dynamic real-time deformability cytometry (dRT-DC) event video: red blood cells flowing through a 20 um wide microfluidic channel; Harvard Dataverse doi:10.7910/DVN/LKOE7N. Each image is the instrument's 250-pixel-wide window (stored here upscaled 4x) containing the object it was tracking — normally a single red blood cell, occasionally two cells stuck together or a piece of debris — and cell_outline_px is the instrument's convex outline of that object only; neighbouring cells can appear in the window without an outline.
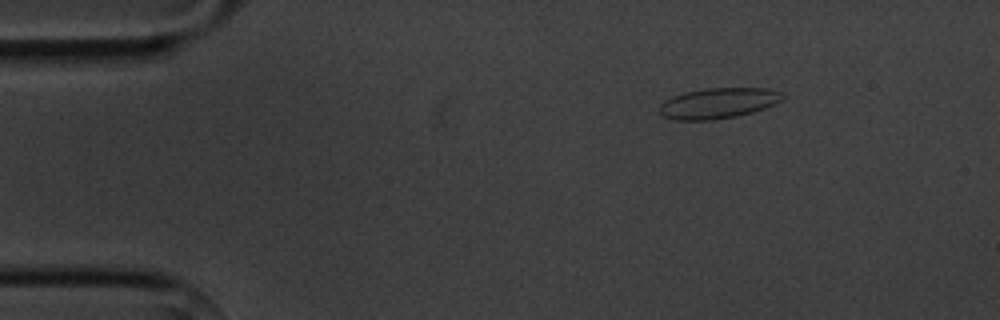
{"species": "common noctule bat (a hibernating species)", "species_latin": "Nyctalus noctula", "temperature_condition": "cold", "stored_images_in_passage": 9, "camera_frame_rate_fps": 3000, "um_per_image_px": 0.085, "animal": {"sex": "male", "body_mass_g": 20.1, "forearm_length_mm": 53.5}, "frame": {"image": 1, "passage_image": 3, "time_ms": 2.333, "image_size_px": [1000, 320], "cell_outline_px": [[784, 100], [776, 104], [752, 112], [736, 116], [712, 120], [672, 120], [664, 116], [660, 112], [660, 104], [664, 100], [672, 96], [684, 92], [704, 88], [768, 88], [784, 92]], "centroid_in_image_um": [61.08, 8.76], "position_along_channel_um": 23.9, "area_um2": 22.2}}
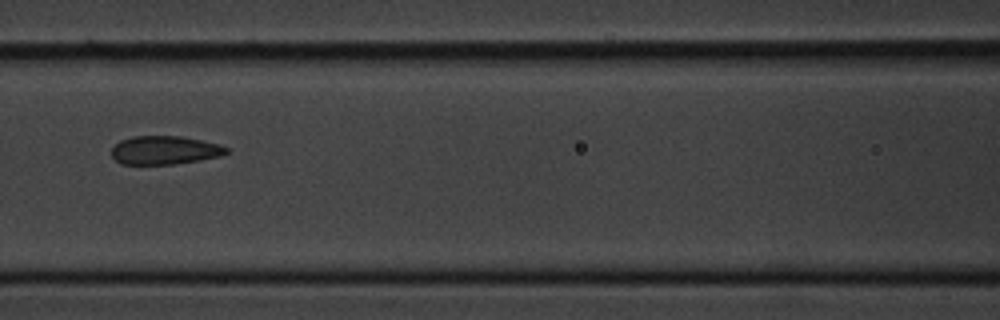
{"frame": {"image": 2, "passage_image": 7, "time_ms": 7.667, "image_size_px": [1000, 320], "cell_outline_px": [[228, 152], [220, 156], [200, 160], [172, 164], [120, 164], [112, 156], [112, 148], [120, 140], [132, 136], [180, 136], [220, 144], [228, 148]], "centroid_in_image_um": [13.99, 12.76], "position_along_channel_um": 152.6, "area_um2": 19.02}}
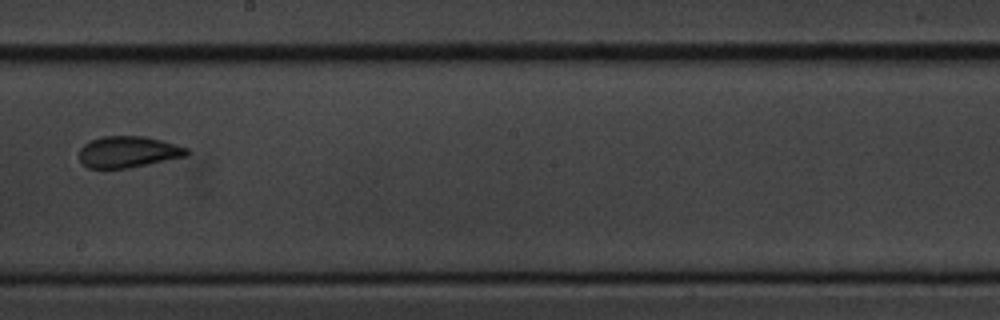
{"frame": {"image": 3, "passage_image": 9, "time_ms": 10.0, "image_size_px": [1000, 320], "cell_outline_px": [[188, 156], [128, 168], [88, 168], [80, 160], [80, 148], [84, 144], [100, 136], [144, 136], [160, 140], [188, 148]], "centroid_in_image_um": [10.89, 12.91], "position_along_channel_um": 237.3, "area_um2": 19.54}}